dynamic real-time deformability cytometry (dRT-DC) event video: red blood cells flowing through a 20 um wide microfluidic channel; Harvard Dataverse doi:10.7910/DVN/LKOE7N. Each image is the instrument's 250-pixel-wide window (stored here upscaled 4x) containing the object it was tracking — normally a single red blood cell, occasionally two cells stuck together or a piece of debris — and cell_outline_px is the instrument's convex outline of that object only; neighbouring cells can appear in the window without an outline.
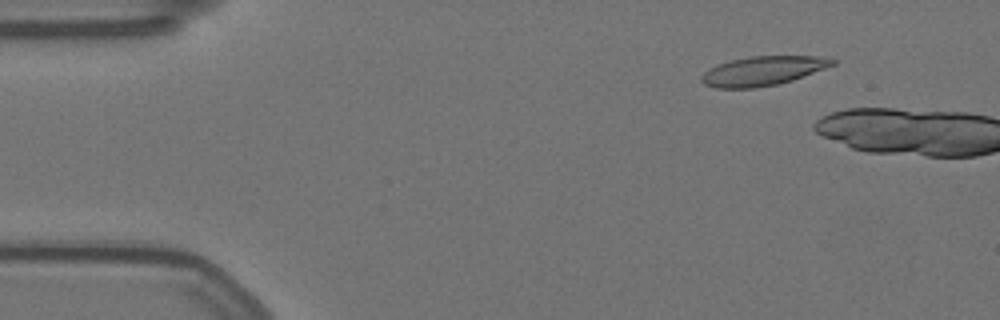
{"species": "Egyptian fruit bat (a non-hibernating species)", "species_latin": "Rousettus aegyptiacus", "temperature_condition": "warm", "stored_images_in_passage": 9, "camera_frame_rate_fps": 3000, "um_per_image_px": 0.085, "animal": {"sex": "female"}, "frame": {"image": 1, "passage_image": 6, "time_ms": 1.667, "image_size_px": [1000, 320], "cell_outline_px": [[836, 64], [792, 80], [776, 84], [752, 88], [716, 88], [704, 84], [700, 80], [700, 76], [708, 68], [716, 64], [732, 60], [752, 56], [832, 56], [836, 60]], "centroid_in_image_um": [64.85, 6.01], "position_along_channel_um": 20.2, "area_um2": 22.43}}